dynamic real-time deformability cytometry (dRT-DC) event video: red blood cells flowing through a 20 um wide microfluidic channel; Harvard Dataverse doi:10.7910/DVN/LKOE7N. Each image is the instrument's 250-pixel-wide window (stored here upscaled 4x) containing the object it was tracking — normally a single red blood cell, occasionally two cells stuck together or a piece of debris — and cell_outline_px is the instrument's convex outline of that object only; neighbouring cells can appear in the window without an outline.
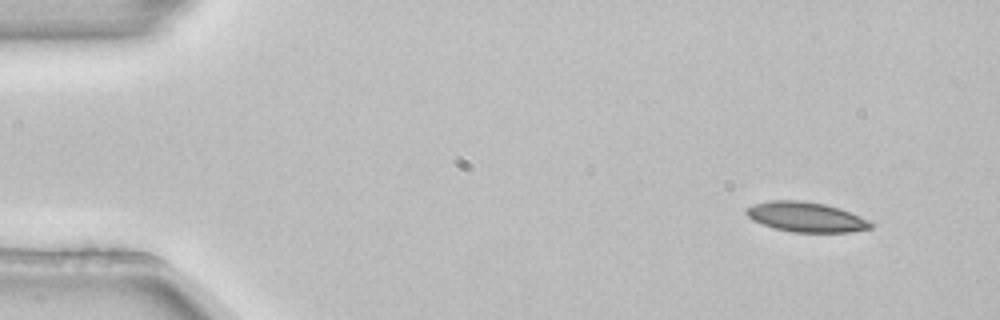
{"species": "common noctule bat (a hibernating species)", "species_latin": "Nyctalus noctula", "temperature_condition": "room temperature", "stored_images_in_passage": 5, "camera_frame_rate_fps": 3000, "um_per_image_px": 0.085, "animal": {"sex": "female", "body_mass_g": 22.7, "forearm_length_mm": 54.2}, "frame": {"image": 1, "passage_image": 1, "time_ms": 0.0, "image_size_px": [1000, 320], "cell_outline_px": [[876, 224], [872, 228], [848, 232], [792, 232], [776, 228], [752, 220], [744, 212], [748, 208], [756, 204], [772, 200], [800, 200], [824, 204], [840, 208], [860, 216]], "centroid_in_image_um": [68.56, 18.44], "position_along_channel_um": 16.4, "area_um2": 21.5}}
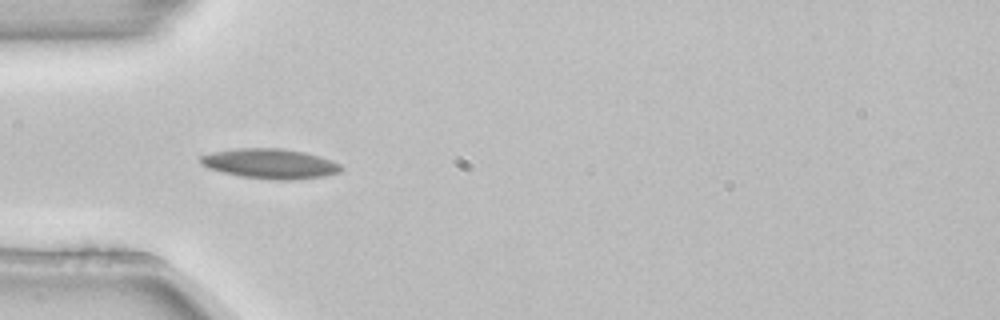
{"frame": {"image": 2, "passage_image": 4, "time_ms": 1.0, "image_size_px": [1000, 320], "cell_outline_px": [[344, 168], [340, 172], [324, 176], [288, 180], [280, 180], [240, 176], [208, 168], [200, 160], [200, 156], [212, 152], [236, 148], [280, 148], [304, 152], [320, 156], [332, 160], [340, 164]], "centroid_in_image_um": [23.0, 13.9], "position_along_channel_um": 62.0, "area_um2": 24.33}}